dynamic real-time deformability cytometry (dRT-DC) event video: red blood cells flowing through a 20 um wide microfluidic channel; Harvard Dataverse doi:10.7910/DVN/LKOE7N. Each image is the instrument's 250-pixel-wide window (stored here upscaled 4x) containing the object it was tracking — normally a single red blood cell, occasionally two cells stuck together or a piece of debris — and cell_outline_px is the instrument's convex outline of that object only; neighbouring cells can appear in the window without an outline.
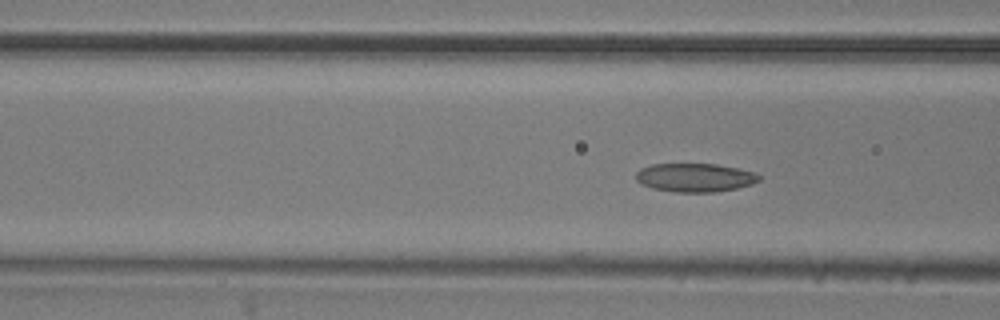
{"species": "common noctule bat (a hibernating species)", "species_latin": "Nyctalus noctula", "temperature_condition": "room temperature", "stored_images_in_passage": 10, "camera_frame_rate_fps": 3000, "um_per_image_px": 0.085, "animal": {"sex": "male", "body_mass_g": 20.5, "forearm_length_mm": 52.5}, "frame": {"image": 1, "passage_image": 10, "time_ms": 3.0, "image_size_px": [1000, 320], "cell_outline_px": [[760, 180], [752, 184], [736, 188], [712, 192], [676, 192], [652, 188], [640, 184], [636, 180], [636, 172], [640, 168], [652, 164], [716, 164], [736, 168], [752, 172], [760, 176]], "centroid_in_image_um": [59.02, 15.09], "position_along_channel_um": 107.6, "area_um2": 20.4}}